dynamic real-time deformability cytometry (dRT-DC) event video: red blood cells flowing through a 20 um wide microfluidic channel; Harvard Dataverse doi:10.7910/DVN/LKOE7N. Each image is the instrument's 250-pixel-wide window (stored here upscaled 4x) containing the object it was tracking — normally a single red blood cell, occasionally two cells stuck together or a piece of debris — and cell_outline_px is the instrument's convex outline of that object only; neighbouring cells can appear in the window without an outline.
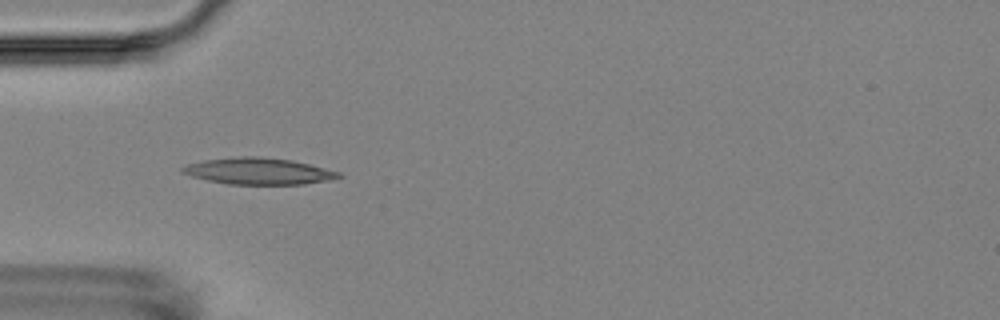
{"species": "Egyptian fruit bat (a non-hibernating species)", "species_latin": "Rousettus aegyptiacus", "temperature_condition": "room temperature", "stored_images_in_passage": 10, "camera_frame_rate_fps": 3000, "um_per_image_px": 0.085, "animal": {"sex": "female"}, "frame": {"image": 1, "passage_image": 5, "time_ms": 5.333, "image_size_px": [1000, 320], "cell_outline_px": [[344, 176], [304, 184], [228, 184], [208, 180], [192, 176], [180, 172], [180, 168], [188, 164], [204, 160], [240, 156], [256, 156], [292, 160], [340, 172]], "centroid_in_image_um": [21.93, 14.54], "position_along_channel_um": 63.1, "area_um2": 23.87}}
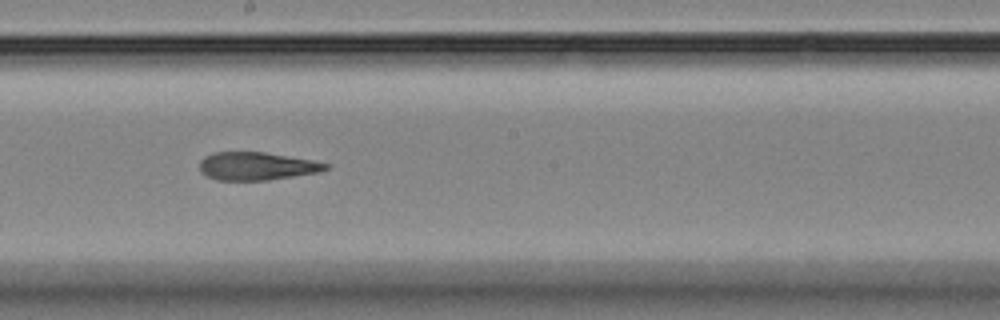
{"frame": {"image": 2, "passage_image": 9, "time_ms": 10.0, "image_size_px": [1000, 320], "cell_outline_px": [[332, 164], [328, 168], [320, 172], [268, 180], [216, 180], [200, 172], [200, 160], [204, 156], [212, 152], [264, 152], [312, 160]], "centroid_in_image_um": [21.82, 14.12], "position_along_channel_um": 226.4, "area_um2": 20.63}}
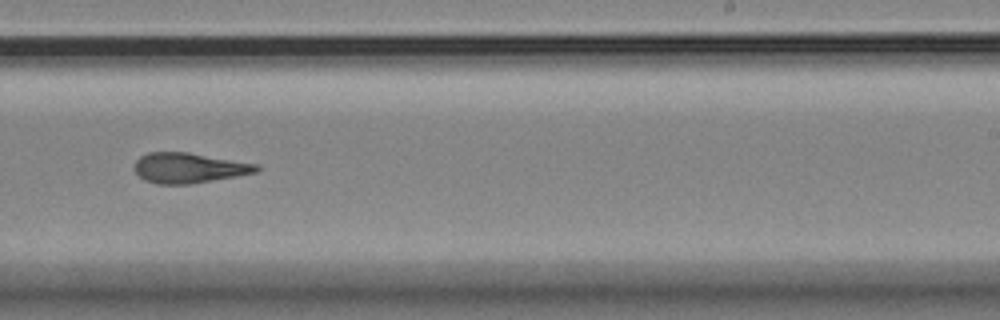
{"frame": {"image": 3, "passage_image": 10, "time_ms": 11.333, "image_size_px": [1000, 320], "cell_outline_px": [[260, 168], [256, 172], [236, 176], [192, 184], [156, 184], [144, 180], [136, 172], [136, 160], [140, 156], [148, 152], [188, 152], [260, 164]], "centroid_in_image_um": [16.08, 14.27], "position_along_channel_um": 272.9, "area_um2": 21.5}}